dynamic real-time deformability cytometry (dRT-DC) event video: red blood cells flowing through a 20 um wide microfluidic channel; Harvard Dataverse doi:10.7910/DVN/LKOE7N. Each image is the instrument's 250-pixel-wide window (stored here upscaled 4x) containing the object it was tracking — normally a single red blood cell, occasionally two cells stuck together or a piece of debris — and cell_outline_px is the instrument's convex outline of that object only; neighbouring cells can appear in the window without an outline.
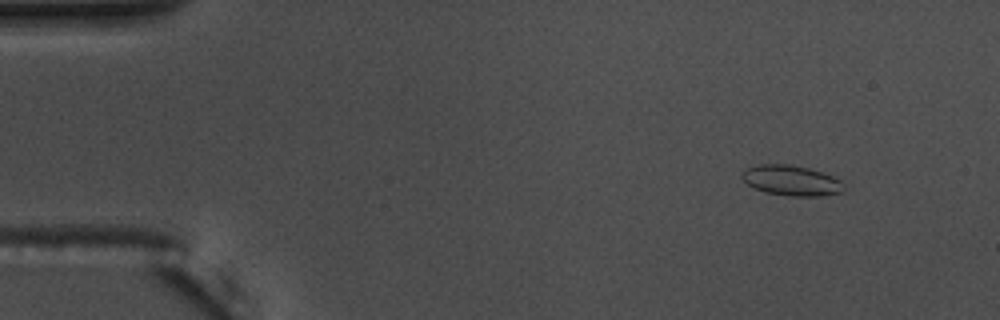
{"species": "common noctule bat (a hibernating species)", "species_latin": "Nyctalus noctula", "temperature_condition": "warm", "stored_images_in_passage": 51, "camera_frame_rate_fps": 3000, "um_per_image_px": 0.085, "animal": {"sex": "male", "body_mass_g": 17.5, "forearm_length_mm": 52.3}, "frame": {"image": 1, "passage_image": 1, "time_ms": 0.0, "image_size_px": [1000, 320], "cell_outline_px": [[848, 188], [844, 192], [824, 196], [788, 196], [764, 192], [748, 184], [740, 176], [740, 172], [744, 168], [760, 164], [792, 164], [808, 168], [832, 176], [840, 180]], "centroid_in_image_um": [67.28, 15.34], "position_along_channel_um": 17.7, "area_um2": 18.32}}
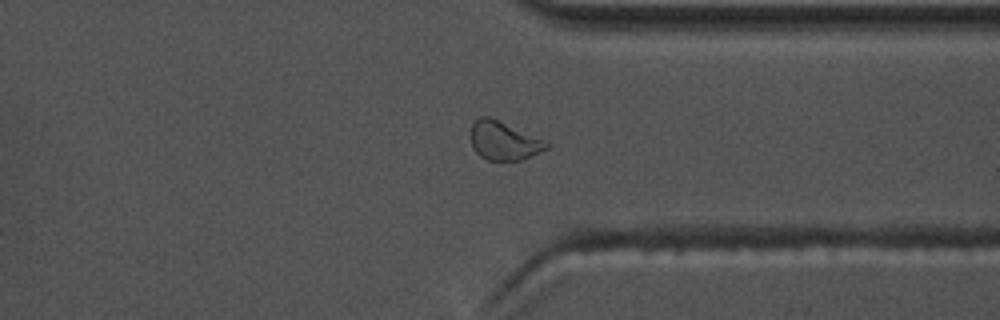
{"frame": {"image": 2, "passage_image": 38, "time_ms": 12.333, "image_size_px": [1000, 320], "cell_outline_px": [[552, 144], [548, 148], [520, 160], [488, 160], [480, 156], [472, 148], [472, 124], [480, 116], [488, 116], [544, 140]], "centroid_in_image_um": [42.82, 11.97], "position_along_channel_um": 368.6, "area_um2": 16.65}}
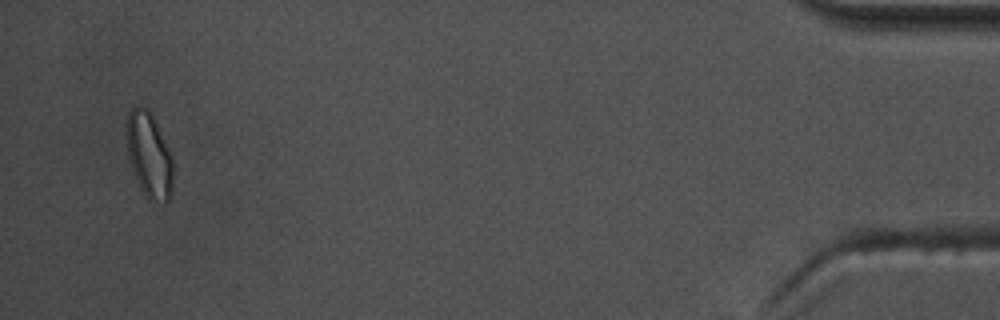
{"frame": {"image": 3, "passage_image": 49, "time_ms": 16.0, "image_size_px": [1000, 320], "cell_outline_px": [[172, 192], [168, 200], [164, 204], [156, 204], [148, 200], [144, 196], [136, 180], [128, 156], [124, 132], [124, 124], [128, 112], [132, 108], [140, 104], [152, 116], [168, 148], [172, 160]], "centroid_in_image_um": [12.63, 13.23], "position_along_channel_um": 422.6, "area_um2": 23.47}, "authors_computed_cell_mechanics": {"area_um2": 16.762, "velocity_mm_per_s": 3.674, "shape_relaxation_time_tau1_ms": 3.2522, "shape_relaxation_time_tau2_ms": 1.0532, "deformation_change_tau1": 0.0918, "deformation_change_tau2": 0.0653}}